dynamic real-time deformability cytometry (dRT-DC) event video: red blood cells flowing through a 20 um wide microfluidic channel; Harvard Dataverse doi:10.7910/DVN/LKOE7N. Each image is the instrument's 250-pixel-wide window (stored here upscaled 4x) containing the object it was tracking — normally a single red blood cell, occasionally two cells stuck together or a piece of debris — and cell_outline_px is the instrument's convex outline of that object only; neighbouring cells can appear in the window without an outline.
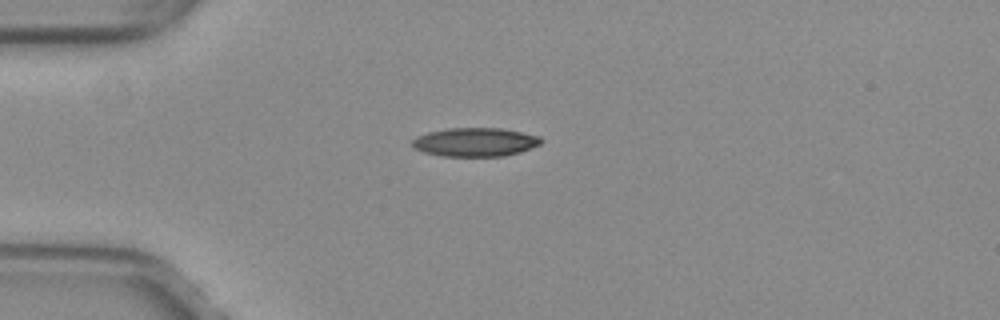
{"species": "common noctule bat (a hibernating species)", "species_latin": "Nyctalus noctula", "temperature_condition": "warm", "stored_images_in_passage": 20, "camera_frame_rate_fps": 3000, "um_per_image_px": 0.085, "animal": {"sex": "female", "body_mass_g": 29.2, "forearm_length_mm": 56.3}, "frame": {"image": 1, "passage_image": 14, "time_ms": 4.333, "image_size_px": [1000, 320], "cell_outline_px": [[540, 144], [520, 152], [504, 156], [444, 156], [424, 152], [412, 148], [412, 140], [416, 136], [428, 132], [448, 128], [500, 128], [540, 136]], "centroid_in_image_um": [40.34, 12.08], "position_along_channel_um": 44.7, "area_um2": 21.44}}
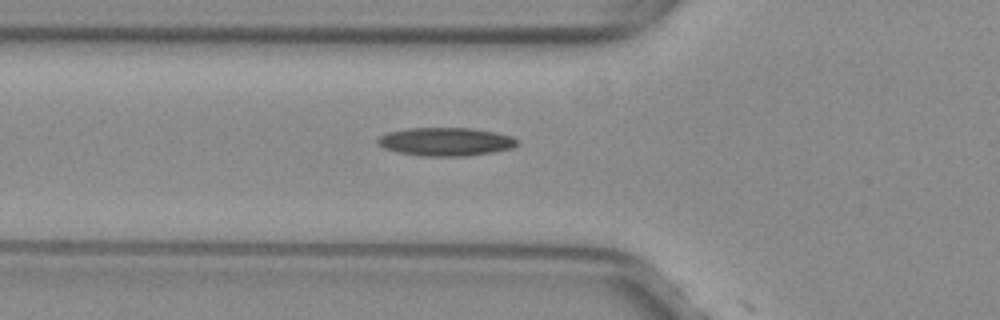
{"frame": {"image": 2, "passage_image": 19, "time_ms": 6.0, "image_size_px": [1000, 320], "cell_outline_px": [[516, 144], [512, 148], [492, 152], [468, 156], [416, 156], [396, 152], [384, 148], [376, 144], [376, 140], [380, 136], [388, 132], [408, 128], [472, 128], [496, 132], [512, 136], [516, 140]], "centroid_in_image_um": [37.83, 12.05], "position_along_channel_um": 88.0, "area_um2": 23.18}}